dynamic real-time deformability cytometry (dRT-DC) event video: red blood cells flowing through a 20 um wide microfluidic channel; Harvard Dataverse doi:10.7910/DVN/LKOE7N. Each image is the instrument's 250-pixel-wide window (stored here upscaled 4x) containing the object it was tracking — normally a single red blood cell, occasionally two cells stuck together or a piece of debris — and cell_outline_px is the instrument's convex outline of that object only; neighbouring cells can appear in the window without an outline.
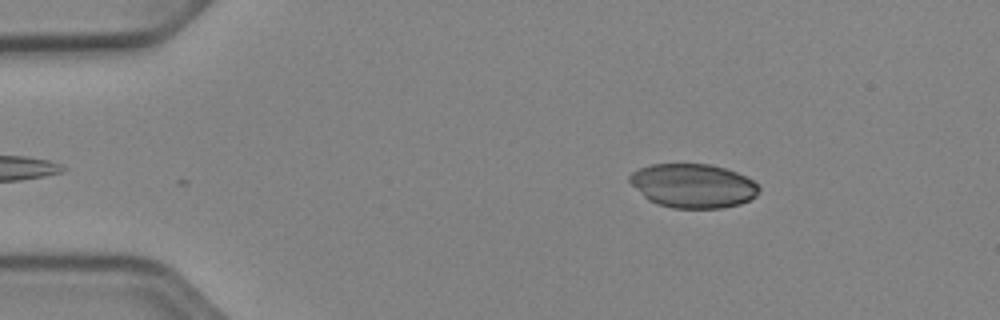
{"species": "Egyptian fruit bat (a non-hibernating species)", "species_latin": "Rousettus aegyptiacus", "temperature_condition": "cold", "stored_images_in_passage": 46, "camera_frame_rate_fps": 3000, "um_per_image_px": 0.085, "animal": {"sex": "female"}, "frame": {"image": 1, "passage_image": 3, "time_ms": 0.667, "image_size_px": [1000, 320], "cell_outline_px": [[760, 192], [756, 196], [740, 204], [720, 208], [672, 208], [656, 204], [648, 200], [628, 180], [628, 176], [632, 172], [640, 168], [652, 164], [708, 164], [724, 168], [736, 172], [752, 180], [760, 188]], "centroid_in_image_um": [58.9, 15.79], "position_along_channel_um": 26.1, "area_um2": 33.06}}
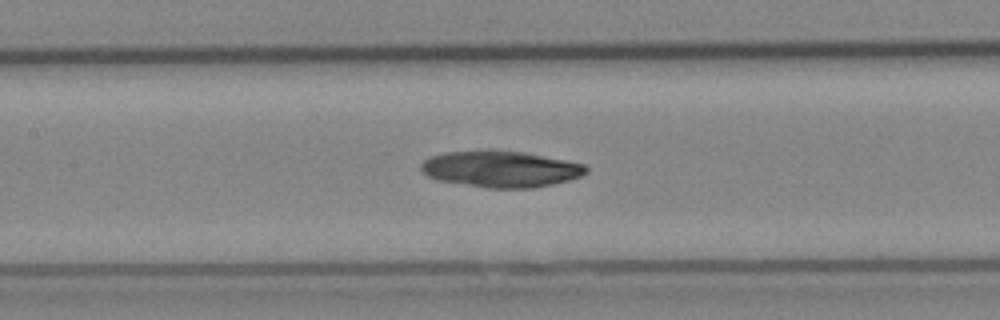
{"frame": {"image": 2, "passage_image": 19, "time_ms": 6.0, "image_size_px": [1000, 320], "cell_outline_px": [[588, 172], [580, 176], [568, 180], [552, 184], [532, 188], [488, 188], [436, 180], [428, 176], [420, 168], [420, 164], [428, 156], [444, 152], [524, 152], [584, 164], [588, 168]], "centroid_in_image_um": [42.54, 14.39], "position_along_channel_um": 164.9, "area_um2": 34.33}}
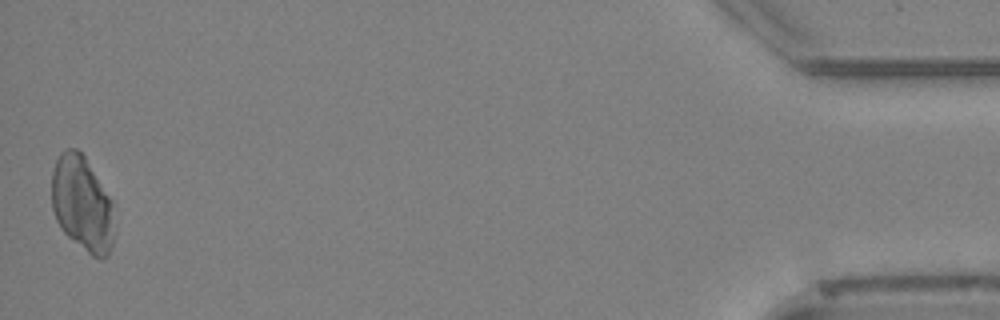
{"frame": {"image": 3, "passage_image": 46, "time_ms": 15.0, "image_size_px": [1000, 320], "cell_outline_px": [[112, 244], [108, 256], [100, 260], [92, 256], [68, 236], [60, 228], [56, 220], [52, 208], [52, 172], [56, 160], [60, 152], [64, 148], [76, 148], [84, 156], [112, 200]], "centroid_in_image_um": [6.96, 17.32], "position_along_channel_um": 428.2, "area_um2": 34.51}}